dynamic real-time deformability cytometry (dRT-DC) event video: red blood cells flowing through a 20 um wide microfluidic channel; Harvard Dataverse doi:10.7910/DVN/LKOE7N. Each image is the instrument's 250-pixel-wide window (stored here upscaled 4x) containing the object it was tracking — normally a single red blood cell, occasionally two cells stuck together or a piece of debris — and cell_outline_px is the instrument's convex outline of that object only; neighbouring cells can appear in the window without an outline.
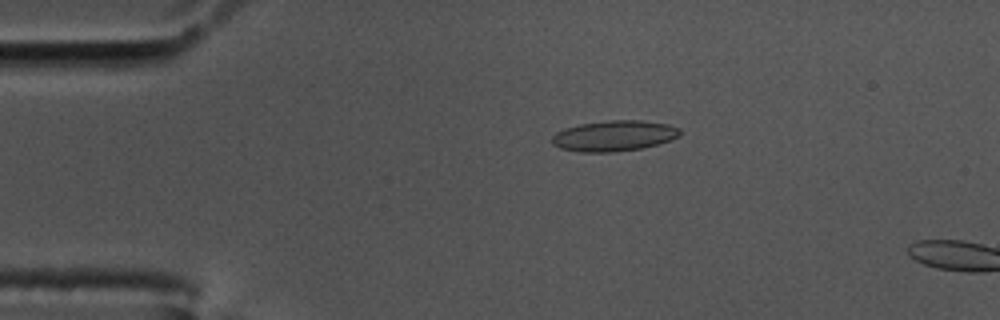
{"species": "common noctule bat (a hibernating species)", "species_latin": "Nyctalus noctula", "temperature_condition": "cold", "stored_images_in_passage": 14, "camera_frame_rate_fps": 3000, "um_per_image_px": 0.085, "animal": {"sex": "male", "body_mass_g": 17.5, "forearm_length_mm": 52.3}, "frame": {"image": 1, "passage_image": 12, "time_ms": 3.667, "image_size_px": [1000, 320], "cell_outline_px": [[680, 136], [656, 144], [640, 148], [612, 152], [580, 152], [560, 148], [552, 144], [552, 136], [556, 132], [564, 128], [580, 124], [608, 120], [640, 120], [668, 124], [680, 128]], "centroid_in_image_um": [52.16, 11.54], "position_along_channel_um": 32.8, "area_um2": 22.77}}